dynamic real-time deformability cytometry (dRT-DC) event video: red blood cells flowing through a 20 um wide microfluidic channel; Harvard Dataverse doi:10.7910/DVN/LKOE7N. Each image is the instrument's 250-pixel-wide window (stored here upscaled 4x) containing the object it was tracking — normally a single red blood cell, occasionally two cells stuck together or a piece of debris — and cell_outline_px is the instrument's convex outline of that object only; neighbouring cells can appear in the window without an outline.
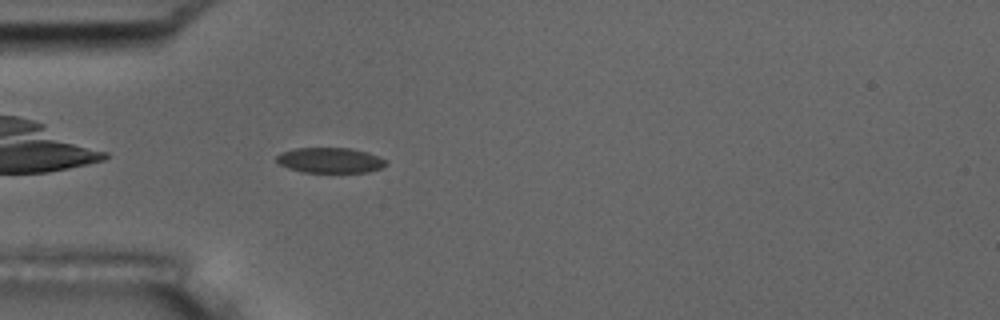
{"species": "common noctule bat (a hibernating species)", "species_latin": "Nyctalus noctula", "temperature_condition": "room temperature", "stored_images_in_passage": 5, "camera_frame_rate_fps": 3000, "um_per_image_px": 0.085, "animal": {"sex": "male", "body_mass_g": 17.5, "forearm_length_mm": 52.3}, "frame": {"image": 1, "passage_image": 5, "time_ms": 5.333, "image_size_px": [1000, 320], "cell_outline_px": [[388, 164], [384, 168], [368, 172], [304, 172], [288, 168], [280, 164], [276, 160], [276, 156], [280, 152], [296, 148], [352, 148], [368, 152], [388, 160]], "centroid_in_image_um": [28.11, 13.62], "position_along_channel_um": 56.9, "area_um2": 16.36}}